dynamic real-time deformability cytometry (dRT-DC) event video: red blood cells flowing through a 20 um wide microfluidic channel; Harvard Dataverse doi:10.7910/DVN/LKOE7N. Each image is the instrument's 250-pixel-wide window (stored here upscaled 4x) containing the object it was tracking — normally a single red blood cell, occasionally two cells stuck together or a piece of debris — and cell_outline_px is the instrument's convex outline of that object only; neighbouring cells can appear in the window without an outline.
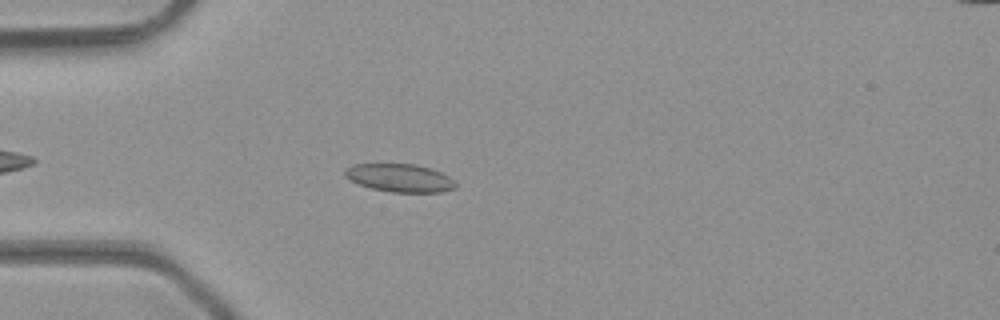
{"species": "common noctule bat (a hibernating species)", "species_latin": "Nyctalus noctula", "temperature_condition": "room temperature", "stored_images_in_passage": 41, "camera_frame_rate_fps": 3000, "um_per_image_px": 0.085, "animal": {"sex": "male", "body_mass_g": 23.1, "forearm_length_mm": 52.7}, "frame": {"image": 1, "passage_image": 7, "time_ms": 2.0, "image_size_px": [1000, 320], "cell_outline_px": [[456, 188], [440, 192], [392, 192], [372, 188], [360, 184], [344, 176], [344, 168], [352, 164], [416, 164], [432, 168], [448, 176], [456, 184]], "centroid_in_image_um": [33.97, 15.11], "position_along_channel_um": 51.0, "area_um2": 18.03}}
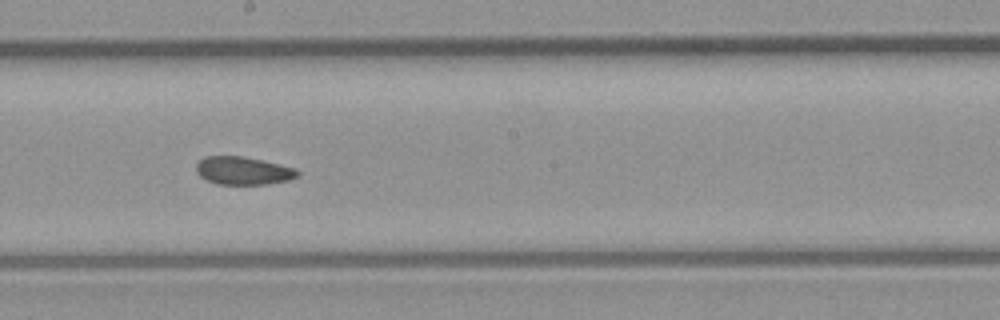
{"frame": {"image": 2, "passage_image": 20, "time_ms": 6.333, "image_size_px": [1000, 320], "cell_outline_px": [[300, 176], [288, 180], [264, 184], [216, 184], [200, 176], [196, 172], [196, 164], [204, 156], [240, 156], [260, 160], [296, 168], [300, 172]], "centroid_in_image_um": [20.66, 14.51], "position_along_channel_um": 227.5, "area_um2": 16.42}}
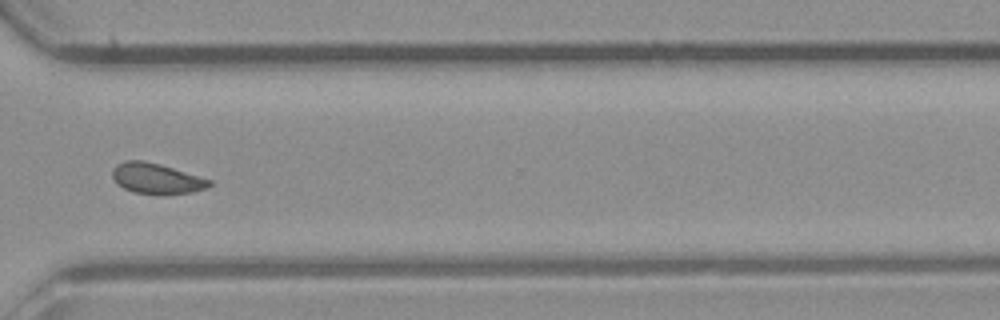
{"frame": {"image": 3, "passage_image": 29, "time_ms": 9.333, "image_size_px": [1000, 320], "cell_outline_px": [[212, 184], [208, 188], [192, 192], [136, 192], [124, 188], [116, 184], [112, 176], [112, 168], [116, 164], [124, 160], [144, 160], [172, 168], [212, 180]], "centroid_in_image_um": [13.26, 15.13], "position_along_channel_um": 357.3, "area_um2": 16.7}, "authors_computed_cell_mechanics": {"area_um2": 17.1088, "velocity_mm_per_s": 4.3313, "shape_relaxation_time_tau1_ms": null, "shape_relaxation_time_tau2_ms": 1.9795, "deformation_change_tau1": null, "deformation_change_tau2": 0.0598}}